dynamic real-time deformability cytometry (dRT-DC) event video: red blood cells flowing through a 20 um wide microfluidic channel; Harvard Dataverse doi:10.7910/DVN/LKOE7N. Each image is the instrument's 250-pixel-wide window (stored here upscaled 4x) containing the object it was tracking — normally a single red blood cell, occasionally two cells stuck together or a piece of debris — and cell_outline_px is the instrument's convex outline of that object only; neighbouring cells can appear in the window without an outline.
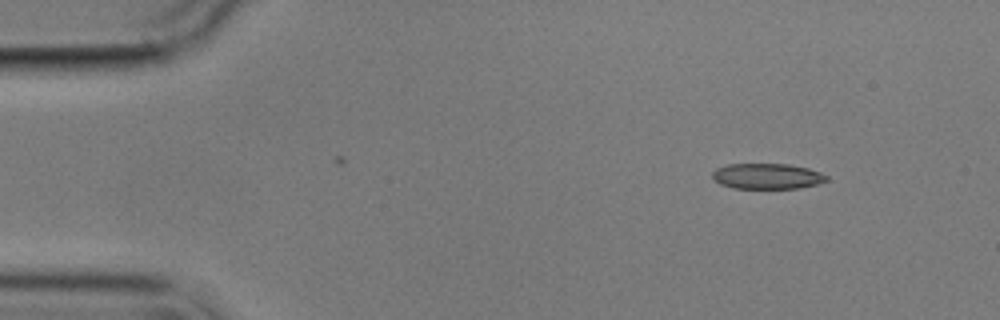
{"species": "common noctule bat (a hibernating species)", "species_latin": "Nyctalus noctula", "temperature_condition": "cold", "stored_images_in_passage": 6, "segment_of_instrument_passage": [2, 2], "camera_frame_rate_fps": 3000, "um_per_image_px": 0.085, "animal": {"sex": "male", "body_mass_g": 17.9}, "frame": {"image": 1, "passage_image": 6, "time_ms": 6.0, "image_size_px": [1000, 320], "cell_outline_px": [[828, 180], [816, 184], [800, 188], [732, 188], [720, 184], [712, 176], [712, 172], [716, 168], [728, 164], [788, 164], [808, 168], [820, 172], [828, 176]], "centroid_in_image_um": [65.21, 14.97], "position_along_channel_um": 19.8, "area_um2": 16.99}}